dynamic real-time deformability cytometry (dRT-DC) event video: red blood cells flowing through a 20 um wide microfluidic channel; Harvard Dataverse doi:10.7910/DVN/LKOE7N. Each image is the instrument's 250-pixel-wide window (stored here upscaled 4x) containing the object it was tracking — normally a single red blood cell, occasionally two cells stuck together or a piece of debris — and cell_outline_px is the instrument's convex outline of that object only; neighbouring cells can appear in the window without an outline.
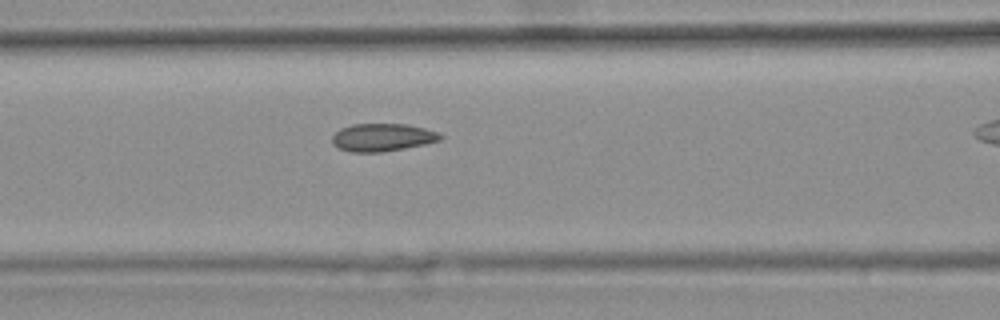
{"species": "common noctule bat (a hibernating species)", "species_latin": "Nyctalus noctula", "temperature_condition": "warm", "stored_images_in_passage": 37, "camera_frame_rate_fps": 3000, "um_per_image_px": 0.085, "animal": {"sex": "female", "body_mass_g": 25.1}, "frame": {"image": 1, "passage_image": 16, "time_ms": 5.0, "image_size_px": [1000, 320], "cell_outline_px": [[444, 136], [440, 140], [424, 144], [404, 148], [380, 152], [352, 152], [340, 148], [332, 144], [332, 136], [340, 128], [352, 124], [408, 124], [440, 132]], "centroid_in_image_um": [32.52, 11.67], "position_along_channel_um": 134.1, "area_um2": 17.51}}